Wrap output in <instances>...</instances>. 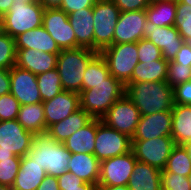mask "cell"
Returning <instances> with one entry per match:
<instances>
[{"instance_id": "obj_1", "label": "cell", "mask_w": 191, "mask_h": 190, "mask_svg": "<svg viewBox=\"0 0 191 190\" xmlns=\"http://www.w3.org/2000/svg\"><path fill=\"white\" fill-rule=\"evenodd\" d=\"M125 95L138 108L140 115L172 110L175 104L174 88L166 81L126 83Z\"/></svg>"}, {"instance_id": "obj_2", "label": "cell", "mask_w": 191, "mask_h": 190, "mask_svg": "<svg viewBox=\"0 0 191 190\" xmlns=\"http://www.w3.org/2000/svg\"><path fill=\"white\" fill-rule=\"evenodd\" d=\"M125 95V85L109 75L105 82L79 93L80 107L92 118L101 119L109 108Z\"/></svg>"}, {"instance_id": "obj_3", "label": "cell", "mask_w": 191, "mask_h": 190, "mask_svg": "<svg viewBox=\"0 0 191 190\" xmlns=\"http://www.w3.org/2000/svg\"><path fill=\"white\" fill-rule=\"evenodd\" d=\"M97 54L98 52L84 47L61 50L56 68L63 90L78 94L81 92L84 72Z\"/></svg>"}, {"instance_id": "obj_4", "label": "cell", "mask_w": 191, "mask_h": 190, "mask_svg": "<svg viewBox=\"0 0 191 190\" xmlns=\"http://www.w3.org/2000/svg\"><path fill=\"white\" fill-rule=\"evenodd\" d=\"M45 169L48 175L58 177L68 170L71 152L63 143L54 141L47 134L35 135L27 154Z\"/></svg>"}, {"instance_id": "obj_5", "label": "cell", "mask_w": 191, "mask_h": 190, "mask_svg": "<svg viewBox=\"0 0 191 190\" xmlns=\"http://www.w3.org/2000/svg\"><path fill=\"white\" fill-rule=\"evenodd\" d=\"M44 6L39 2H14L8 13L2 17L3 32L12 38L42 26Z\"/></svg>"}, {"instance_id": "obj_6", "label": "cell", "mask_w": 191, "mask_h": 190, "mask_svg": "<svg viewBox=\"0 0 191 190\" xmlns=\"http://www.w3.org/2000/svg\"><path fill=\"white\" fill-rule=\"evenodd\" d=\"M99 53L105 59L110 75L125 85L139 62L137 42L112 44Z\"/></svg>"}, {"instance_id": "obj_7", "label": "cell", "mask_w": 191, "mask_h": 190, "mask_svg": "<svg viewBox=\"0 0 191 190\" xmlns=\"http://www.w3.org/2000/svg\"><path fill=\"white\" fill-rule=\"evenodd\" d=\"M92 11L94 51L99 53L113 44L114 30L121 11L112 0H97Z\"/></svg>"}, {"instance_id": "obj_8", "label": "cell", "mask_w": 191, "mask_h": 190, "mask_svg": "<svg viewBox=\"0 0 191 190\" xmlns=\"http://www.w3.org/2000/svg\"><path fill=\"white\" fill-rule=\"evenodd\" d=\"M129 151H131V138L96 118L94 155L97 159L101 162Z\"/></svg>"}, {"instance_id": "obj_9", "label": "cell", "mask_w": 191, "mask_h": 190, "mask_svg": "<svg viewBox=\"0 0 191 190\" xmlns=\"http://www.w3.org/2000/svg\"><path fill=\"white\" fill-rule=\"evenodd\" d=\"M175 146L171 136L156 137L148 140H131V151L137 161L163 170Z\"/></svg>"}, {"instance_id": "obj_10", "label": "cell", "mask_w": 191, "mask_h": 190, "mask_svg": "<svg viewBox=\"0 0 191 190\" xmlns=\"http://www.w3.org/2000/svg\"><path fill=\"white\" fill-rule=\"evenodd\" d=\"M140 112L134 103L124 95L117 100L101 118L110 128L115 129L132 139L140 120Z\"/></svg>"}, {"instance_id": "obj_11", "label": "cell", "mask_w": 191, "mask_h": 190, "mask_svg": "<svg viewBox=\"0 0 191 190\" xmlns=\"http://www.w3.org/2000/svg\"><path fill=\"white\" fill-rule=\"evenodd\" d=\"M136 162L132 151L101 161L97 186L128 185Z\"/></svg>"}, {"instance_id": "obj_12", "label": "cell", "mask_w": 191, "mask_h": 190, "mask_svg": "<svg viewBox=\"0 0 191 190\" xmlns=\"http://www.w3.org/2000/svg\"><path fill=\"white\" fill-rule=\"evenodd\" d=\"M42 26L61 50L76 48V35L69 23L68 14L60 8H45Z\"/></svg>"}, {"instance_id": "obj_13", "label": "cell", "mask_w": 191, "mask_h": 190, "mask_svg": "<svg viewBox=\"0 0 191 190\" xmlns=\"http://www.w3.org/2000/svg\"><path fill=\"white\" fill-rule=\"evenodd\" d=\"M34 136L17 120L0 121V151L23 157L30 151Z\"/></svg>"}, {"instance_id": "obj_14", "label": "cell", "mask_w": 191, "mask_h": 190, "mask_svg": "<svg viewBox=\"0 0 191 190\" xmlns=\"http://www.w3.org/2000/svg\"><path fill=\"white\" fill-rule=\"evenodd\" d=\"M10 93L20 105L42 102L37 76L29 70L14 65L10 69Z\"/></svg>"}, {"instance_id": "obj_15", "label": "cell", "mask_w": 191, "mask_h": 190, "mask_svg": "<svg viewBox=\"0 0 191 190\" xmlns=\"http://www.w3.org/2000/svg\"><path fill=\"white\" fill-rule=\"evenodd\" d=\"M144 38H147L162 51L163 58L173 60L181 45L184 43L175 26L159 27L150 21H146Z\"/></svg>"}, {"instance_id": "obj_16", "label": "cell", "mask_w": 191, "mask_h": 190, "mask_svg": "<svg viewBox=\"0 0 191 190\" xmlns=\"http://www.w3.org/2000/svg\"><path fill=\"white\" fill-rule=\"evenodd\" d=\"M146 21L145 10L121 12L114 30L113 44L138 42L143 39Z\"/></svg>"}, {"instance_id": "obj_17", "label": "cell", "mask_w": 191, "mask_h": 190, "mask_svg": "<svg viewBox=\"0 0 191 190\" xmlns=\"http://www.w3.org/2000/svg\"><path fill=\"white\" fill-rule=\"evenodd\" d=\"M172 110L141 115L131 140H148L156 137L171 136Z\"/></svg>"}, {"instance_id": "obj_18", "label": "cell", "mask_w": 191, "mask_h": 190, "mask_svg": "<svg viewBox=\"0 0 191 190\" xmlns=\"http://www.w3.org/2000/svg\"><path fill=\"white\" fill-rule=\"evenodd\" d=\"M42 103L44 107L46 132L51 125L67 118L80 108L79 94L66 90H63L52 99Z\"/></svg>"}, {"instance_id": "obj_19", "label": "cell", "mask_w": 191, "mask_h": 190, "mask_svg": "<svg viewBox=\"0 0 191 190\" xmlns=\"http://www.w3.org/2000/svg\"><path fill=\"white\" fill-rule=\"evenodd\" d=\"M58 54L41 52L33 48L17 49L16 66L31 71L36 76L57 67Z\"/></svg>"}, {"instance_id": "obj_20", "label": "cell", "mask_w": 191, "mask_h": 190, "mask_svg": "<svg viewBox=\"0 0 191 190\" xmlns=\"http://www.w3.org/2000/svg\"><path fill=\"white\" fill-rule=\"evenodd\" d=\"M68 20L76 35V48L94 50V26L92 8H82L68 14Z\"/></svg>"}, {"instance_id": "obj_21", "label": "cell", "mask_w": 191, "mask_h": 190, "mask_svg": "<svg viewBox=\"0 0 191 190\" xmlns=\"http://www.w3.org/2000/svg\"><path fill=\"white\" fill-rule=\"evenodd\" d=\"M67 171L75 174L83 182L97 186L100 177V161L90 153H71Z\"/></svg>"}, {"instance_id": "obj_22", "label": "cell", "mask_w": 191, "mask_h": 190, "mask_svg": "<svg viewBox=\"0 0 191 190\" xmlns=\"http://www.w3.org/2000/svg\"><path fill=\"white\" fill-rule=\"evenodd\" d=\"M15 39L16 49H34L41 52H48L52 54H59L61 49L50 36V34L44 29L43 26L28 30Z\"/></svg>"}, {"instance_id": "obj_23", "label": "cell", "mask_w": 191, "mask_h": 190, "mask_svg": "<svg viewBox=\"0 0 191 190\" xmlns=\"http://www.w3.org/2000/svg\"><path fill=\"white\" fill-rule=\"evenodd\" d=\"M47 173L28 155L21 158L20 169L12 185L13 190H36Z\"/></svg>"}, {"instance_id": "obj_24", "label": "cell", "mask_w": 191, "mask_h": 190, "mask_svg": "<svg viewBox=\"0 0 191 190\" xmlns=\"http://www.w3.org/2000/svg\"><path fill=\"white\" fill-rule=\"evenodd\" d=\"M93 118L81 107L67 118L51 125L46 134L54 141L63 143L75 131L83 128Z\"/></svg>"}, {"instance_id": "obj_25", "label": "cell", "mask_w": 191, "mask_h": 190, "mask_svg": "<svg viewBox=\"0 0 191 190\" xmlns=\"http://www.w3.org/2000/svg\"><path fill=\"white\" fill-rule=\"evenodd\" d=\"M130 190H161V170L137 161L128 182Z\"/></svg>"}, {"instance_id": "obj_26", "label": "cell", "mask_w": 191, "mask_h": 190, "mask_svg": "<svg viewBox=\"0 0 191 190\" xmlns=\"http://www.w3.org/2000/svg\"><path fill=\"white\" fill-rule=\"evenodd\" d=\"M171 137L175 145H184L191 141V105L174 104Z\"/></svg>"}, {"instance_id": "obj_27", "label": "cell", "mask_w": 191, "mask_h": 190, "mask_svg": "<svg viewBox=\"0 0 191 190\" xmlns=\"http://www.w3.org/2000/svg\"><path fill=\"white\" fill-rule=\"evenodd\" d=\"M168 62L165 58L153 61H139L134 68L131 79L127 83L166 81Z\"/></svg>"}, {"instance_id": "obj_28", "label": "cell", "mask_w": 191, "mask_h": 190, "mask_svg": "<svg viewBox=\"0 0 191 190\" xmlns=\"http://www.w3.org/2000/svg\"><path fill=\"white\" fill-rule=\"evenodd\" d=\"M96 137V118L83 128L75 131L63 144L71 153H90L94 155Z\"/></svg>"}, {"instance_id": "obj_29", "label": "cell", "mask_w": 191, "mask_h": 190, "mask_svg": "<svg viewBox=\"0 0 191 190\" xmlns=\"http://www.w3.org/2000/svg\"><path fill=\"white\" fill-rule=\"evenodd\" d=\"M27 131L34 135L46 134L43 103L20 105L16 119Z\"/></svg>"}, {"instance_id": "obj_30", "label": "cell", "mask_w": 191, "mask_h": 190, "mask_svg": "<svg viewBox=\"0 0 191 190\" xmlns=\"http://www.w3.org/2000/svg\"><path fill=\"white\" fill-rule=\"evenodd\" d=\"M145 13L147 20L156 26H174L176 18V1L150 4Z\"/></svg>"}, {"instance_id": "obj_31", "label": "cell", "mask_w": 191, "mask_h": 190, "mask_svg": "<svg viewBox=\"0 0 191 190\" xmlns=\"http://www.w3.org/2000/svg\"><path fill=\"white\" fill-rule=\"evenodd\" d=\"M109 75L110 71L105 59L98 53L87 65L83 75L82 90L91 89L92 85L105 82Z\"/></svg>"}, {"instance_id": "obj_32", "label": "cell", "mask_w": 191, "mask_h": 190, "mask_svg": "<svg viewBox=\"0 0 191 190\" xmlns=\"http://www.w3.org/2000/svg\"><path fill=\"white\" fill-rule=\"evenodd\" d=\"M161 172H171L181 176H188L191 172V161L183 145H175Z\"/></svg>"}, {"instance_id": "obj_33", "label": "cell", "mask_w": 191, "mask_h": 190, "mask_svg": "<svg viewBox=\"0 0 191 190\" xmlns=\"http://www.w3.org/2000/svg\"><path fill=\"white\" fill-rule=\"evenodd\" d=\"M37 83L42 102L52 99L63 91L57 68L37 75Z\"/></svg>"}, {"instance_id": "obj_34", "label": "cell", "mask_w": 191, "mask_h": 190, "mask_svg": "<svg viewBox=\"0 0 191 190\" xmlns=\"http://www.w3.org/2000/svg\"><path fill=\"white\" fill-rule=\"evenodd\" d=\"M17 49L15 39L8 33H0V68L10 70L16 65Z\"/></svg>"}, {"instance_id": "obj_35", "label": "cell", "mask_w": 191, "mask_h": 190, "mask_svg": "<svg viewBox=\"0 0 191 190\" xmlns=\"http://www.w3.org/2000/svg\"><path fill=\"white\" fill-rule=\"evenodd\" d=\"M174 26L184 42L191 39V5L176 1V18Z\"/></svg>"}, {"instance_id": "obj_36", "label": "cell", "mask_w": 191, "mask_h": 190, "mask_svg": "<svg viewBox=\"0 0 191 190\" xmlns=\"http://www.w3.org/2000/svg\"><path fill=\"white\" fill-rule=\"evenodd\" d=\"M188 81H191V65L175 63L173 60H170L168 62L166 82L174 88Z\"/></svg>"}, {"instance_id": "obj_37", "label": "cell", "mask_w": 191, "mask_h": 190, "mask_svg": "<svg viewBox=\"0 0 191 190\" xmlns=\"http://www.w3.org/2000/svg\"><path fill=\"white\" fill-rule=\"evenodd\" d=\"M21 158L0 160V184L12 187L20 169Z\"/></svg>"}, {"instance_id": "obj_38", "label": "cell", "mask_w": 191, "mask_h": 190, "mask_svg": "<svg viewBox=\"0 0 191 190\" xmlns=\"http://www.w3.org/2000/svg\"><path fill=\"white\" fill-rule=\"evenodd\" d=\"M60 190H97V186L92 183L83 182L75 174L66 171L57 177Z\"/></svg>"}, {"instance_id": "obj_39", "label": "cell", "mask_w": 191, "mask_h": 190, "mask_svg": "<svg viewBox=\"0 0 191 190\" xmlns=\"http://www.w3.org/2000/svg\"><path fill=\"white\" fill-rule=\"evenodd\" d=\"M20 109V103L11 94L0 96V121L16 120Z\"/></svg>"}, {"instance_id": "obj_40", "label": "cell", "mask_w": 191, "mask_h": 190, "mask_svg": "<svg viewBox=\"0 0 191 190\" xmlns=\"http://www.w3.org/2000/svg\"><path fill=\"white\" fill-rule=\"evenodd\" d=\"M161 190H191L186 176L161 172Z\"/></svg>"}, {"instance_id": "obj_41", "label": "cell", "mask_w": 191, "mask_h": 190, "mask_svg": "<svg viewBox=\"0 0 191 190\" xmlns=\"http://www.w3.org/2000/svg\"><path fill=\"white\" fill-rule=\"evenodd\" d=\"M138 60L153 61L163 59L162 51L149 41L147 38L140 39L137 42Z\"/></svg>"}, {"instance_id": "obj_42", "label": "cell", "mask_w": 191, "mask_h": 190, "mask_svg": "<svg viewBox=\"0 0 191 190\" xmlns=\"http://www.w3.org/2000/svg\"><path fill=\"white\" fill-rule=\"evenodd\" d=\"M121 12L145 10L151 3L149 0H112Z\"/></svg>"}, {"instance_id": "obj_43", "label": "cell", "mask_w": 191, "mask_h": 190, "mask_svg": "<svg viewBox=\"0 0 191 190\" xmlns=\"http://www.w3.org/2000/svg\"><path fill=\"white\" fill-rule=\"evenodd\" d=\"M174 103L191 105V81L174 87Z\"/></svg>"}, {"instance_id": "obj_44", "label": "cell", "mask_w": 191, "mask_h": 190, "mask_svg": "<svg viewBox=\"0 0 191 190\" xmlns=\"http://www.w3.org/2000/svg\"><path fill=\"white\" fill-rule=\"evenodd\" d=\"M97 0H63L59 7L66 14H70L82 8H93Z\"/></svg>"}, {"instance_id": "obj_45", "label": "cell", "mask_w": 191, "mask_h": 190, "mask_svg": "<svg viewBox=\"0 0 191 190\" xmlns=\"http://www.w3.org/2000/svg\"><path fill=\"white\" fill-rule=\"evenodd\" d=\"M173 61L175 63L191 65V48L186 42L181 45Z\"/></svg>"}, {"instance_id": "obj_46", "label": "cell", "mask_w": 191, "mask_h": 190, "mask_svg": "<svg viewBox=\"0 0 191 190\" xmlns=\"http://www.w3.org/2000/svg\"><path fill=\"white\" fill-rule=\"evenodd\" d=\"M10 93V70L0 68V96Z\"/></svg>"}, {"instance_id": "obj_47", "label": "cell", "mask_w": 191, "mask_h": 190, "mask_svg": "<svg viewBox=\"0 0 191 190\" xmlns=\"http://www.w3.org/2000/svg\"><path fill=\"white\" fill-rule=\"evenodd\" d=\"M36 190H60L57 177L47 174Z\"/></svg>"}, {"instance_id": "obj_48", "label": "cell", "mask_w": 191, "mask_h": 190, "mask_svg": "<svg viewBox=\"0 0 191 190\" xmlns=\"http://www.w3.org/2000/svg\"><path fill=\"white\" fill-rule=\"evenodd\" d=\"M13 0H0V16L3 17L9 12L11 6L13 5Z\"/></svg>"}, {"instance_id": "obj_49", "label": "cell", "mask_w": 191, "mask_h": 190, "mask_svg": "<svg viewBox=\"0 0 191 190\" xmlns=\"http://www.w3.org/2000/svg\"><path fill=\"white\" fill-rule=\"evenodd\" d=\"M44 8H59L63 0H38Z\"/></svg>"}, {"instance_id": "obj_50", "label": "cell", "mask_w": 191, "mask_h": 190, "mask_svg": "<svg viewBox=\"0 0 191 190\" xmlns=\"http://www.w3.org/2000/svg\"><path fill=\"white\" fill-rule=\"evenodd\" d=\"M97 190H130L128 185H118V186H97Z\"/></svg>"}, {"instance_id": "obj_51", "label": "cell", "mask_w": 191, "mask_h": 190, "mask_svg": "<svg viewBox=\"0 0 191 190\" xmlns=\"http://www.w3.org/2000/svg\"><path fill=\"white\" fill-rule=\"evenodd\" d=\"M9 158H22V157L16 156L15 154H13V152L0 151V160L9 159Z\"/></svg>"}, {"instance_id": "obj_52", "label": "cell", "mask_w": 191, "mask_h": 190, "mask_svg": "<svg viewBox=\"0 0 191 190\" xmlns=\"http://www.w3.org/2000/svg\"><path fill=\"white\" fill-rule=\"evenodd\" d=\"M185 149L187 150L188 157L191 161V141L187 142L186 144L183 145Z\"/></svg>"}, {"instance_id": "obj_53", "label": "cell", "mask_w": 191, "mask_h": 190, "mask_svg": "<svg viewBox=\"0 0 191 190\" xmlns=\"http://www.w3.org/2000/svg\"><path fill=\"white\" fill-rule=\"evenodd\" d=\"M151 4L159 3V2H170V1H177V0H149Z\"/></svg>"}, {"instance_id": "obj_54", "label": "cell", "mask_w": 191, "mask_h": 190, "mask_svg": "<svg viewBox=\"0 0 191 190\" xmlns=\"http://www.w3.org/2000/svg\"><path fill=\"white\" fill-rule=\"evenodd\" d=\"M14 2H24V3H31V2H37L38 0H13Z\"/></svg>"}, {"instance_id": "obj_55", "label": "cell", "mask_w": 191, "mask_h": 190, "mask_svg": "<svg viewBox=\"0 0 191 190\" xmlns=\"http://www.w3.org/2000/svg\"><path fill=\"white\" fill-rule=\"evenodd\" d=\"M0 190H13V189L11 187L0 184Z\"/></svg>"}, {"instance_id": "obj_56", "label": "cell", "mask_w": 191, "mask_h": 190, "mask_svg": "<svg viewBox=\"0 0 191 190\" xmlns=\"http://www.w3.org/2000/svg\"><path fill=\"white\" fill-rule=\"evenodd\" d=\"M181 3H186L191 5V0H179Z\"/></svg>"}, {"instance_id": "obj_57", "label": "cell", "mask_w": 191, "mask_h": 190, "mask_svg": "<svg viewBox=\"0 0 191 190\" xmlns=\"http://www.w3.org/2000/svg\"><path fill=\"white\" fill-rule=\"evenodd\" d=\"M3 31V26H2V17L0 16V33Z\"/></svg>"}, {"instance_id": "obj_58", "label": "cell", "mask_w": 191, "mask_h": 190, "mask_svg": "<svg viewBox=\"0 0 191 190\" xmlns=\"http://www.w3.org/2000/svg\"><path fill=\"white\" fill-rule=\"evenodd\" d=\"M187 179H188V182H189V185H190V188H191V172H190V174L187 176Z\"/></svg>"}, {"instance_id": "obj_59", "label": "cell", "mask_w": 191, "mask_h": 190, "mask_svg": "<svg viewBox=\"0 0 191 190\" xmlns=\"http://www.w3.org/2000/svg\"><path fill=\"white\" fill-rule=\"evenodd\" d=\"M189 46H190V48H191V39H188V40H186L185 41Z\"/></svg>"}]
</instances>
